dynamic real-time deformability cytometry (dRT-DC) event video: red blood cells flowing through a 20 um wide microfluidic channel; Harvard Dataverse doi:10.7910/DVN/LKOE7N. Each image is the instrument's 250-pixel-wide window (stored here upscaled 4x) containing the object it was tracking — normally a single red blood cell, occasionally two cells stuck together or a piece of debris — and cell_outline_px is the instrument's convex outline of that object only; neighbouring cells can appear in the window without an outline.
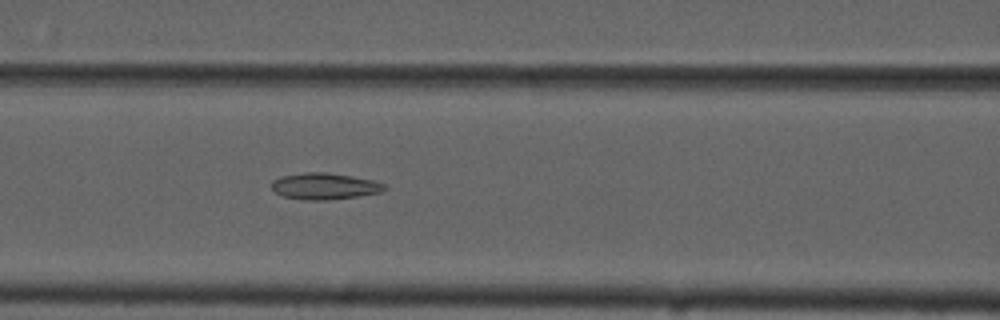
{"species": "common noctule bat (a hibernating species)", "species_latin": "Nyctalus noctula", "temperature_condition": "cold", "stored_images_in_passage": 55, "camera_frame_rate_fps": 3000, "um_per_image_px": 0.085, "animal": {"sex": "male", "forearm_length_mm": 52.5}, "frame": {"image": 1, "passage_image": 24, "time_ms": 7.667, "image_size_px": [1000, 320], "cell_outline_px": [[388, 188], [380, 192], [360, 196], [328, 200], [304, 200], [284, 196], [276, 192], [272, 188], [272, 180], [280, 176], [304, 172], [324, 172], [352, 176], [372, 180], [384, 184]], "centroid_in_image_um": [27.58, 15.82], "position_along_channel_um": 139.0, "area_um2": 17.4}}
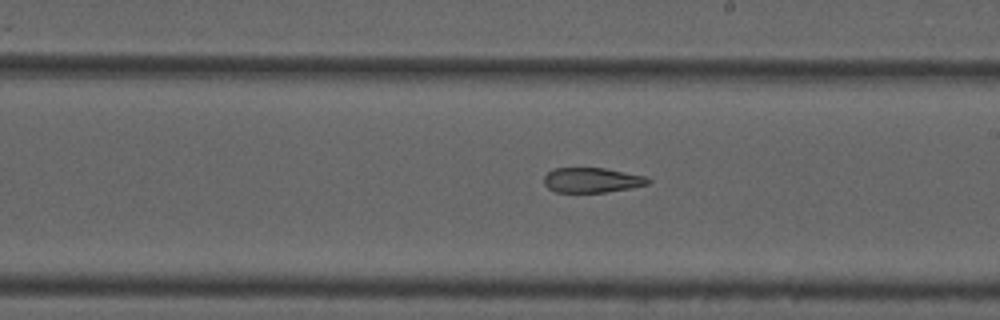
{"frame": {"image": 2, "passage_image": 32, "time_ms": 10.333, "image_size_px": [1000, 320], "cell_outline_px": [[652, 180], [648, 184], [632, 188], [604, 192], [556, 192], [548, 188], [544, 184], [544, 176], [552, 168], [604, 168], [648, 176]], "centroid_in_image_um": [50.34, 15.3], "position_along_channel_um": 238.7, "area_um2": 15.26}}
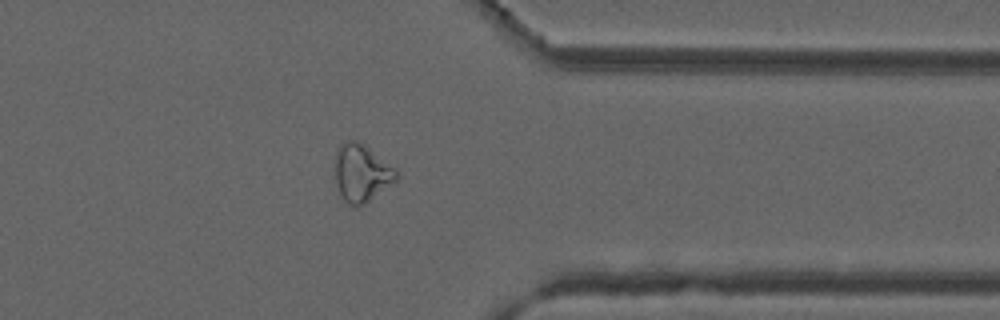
{"frame": {"image": 3, "passage_image": 44, "time_ms": 14.333, "image_size_px": [1000, 320], "cell_outline_px": [[396, 180], [364, 204], [348, 204], [340, 196], [336, 184], [332, 164], [336, 152], [340, 144], [348, 140], [356, 140], [364, 144], [396, 168]], "centroid_in_image_um": [30.66, 14.67], "position_along_channel_um": 380.7, "area_um2": 20.63}, "authors_computed_cell_mechanics": {"area_um2": 20.23, "velocity_mm_per_s": 3.7524, "shape_relaxation_time_tau1_ms": null, "shape_relaxation_time_tau2_ms": 4.6356, "deformation_change_tau1": null, "deformation_change_tau2": 0.138}}